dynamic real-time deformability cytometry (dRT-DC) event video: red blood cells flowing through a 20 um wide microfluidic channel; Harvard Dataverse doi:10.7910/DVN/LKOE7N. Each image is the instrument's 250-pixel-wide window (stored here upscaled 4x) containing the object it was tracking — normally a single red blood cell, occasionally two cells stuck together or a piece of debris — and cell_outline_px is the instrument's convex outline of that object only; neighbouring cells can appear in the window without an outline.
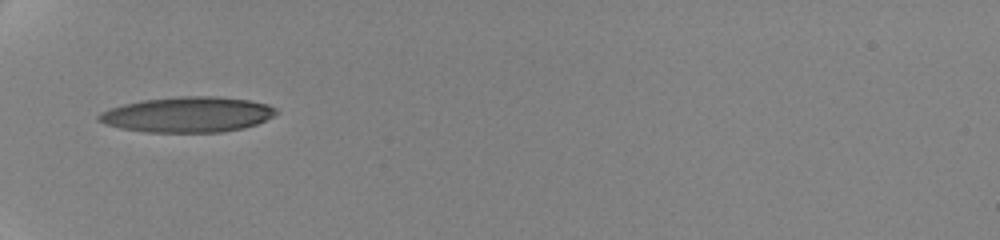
{"species": "human", "species_latin": "Homo sapiens", "temperature_condition": "cold", "stored_images_in_passage": 8, "camera_frame_rate_fps": 3000, "um_per_image_px": 0.085, "donor": {"sex": "female"}, "frame": {"image": 1, "passage_image": 1, "time_ms": 0.0, "image_size_px": [1000, 240], "cell_outline_px": [[280, 112], [256, 124], [244, 128], [220, 132], [144, 132], [120, 128], [104, 124], [96, 120], [96, 116], [100, 112], [108, 108], [124, 104], [144, 100], [180, 96], [216, 96], [248, 100], [268, 104], [276, 108]], "centroid_in_image_um": [15.91, 9.74], "position_along_channel_um": 69.1, "area_um2": 36.76}}
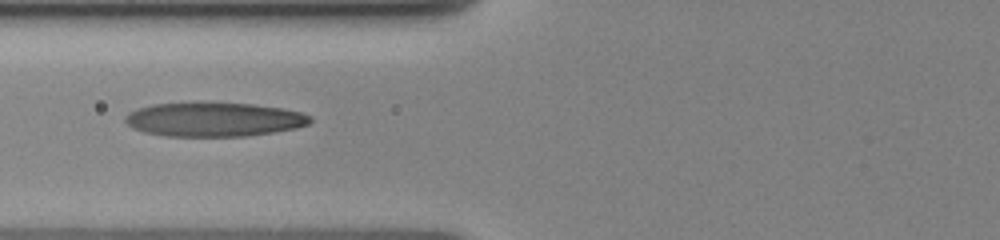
{"frame": {"image": 2, "passage_image": 7, "time_ms": 1.333, "image_size_px": [1000, 240], "cell_outline_px": [[312, 120], [308, 124], [296, 128], [248, 136], [164, 136], [144, 132], [132, 128], [124, 120], [124, 116], [128, 112], [152, 104], [252, 104], [280, 108], [300, 112], [312, 116]], "centroid_in_image_um": [18.18, 10.18], "position_along_channel_um": 107.6, "area_um2": 36.18}}